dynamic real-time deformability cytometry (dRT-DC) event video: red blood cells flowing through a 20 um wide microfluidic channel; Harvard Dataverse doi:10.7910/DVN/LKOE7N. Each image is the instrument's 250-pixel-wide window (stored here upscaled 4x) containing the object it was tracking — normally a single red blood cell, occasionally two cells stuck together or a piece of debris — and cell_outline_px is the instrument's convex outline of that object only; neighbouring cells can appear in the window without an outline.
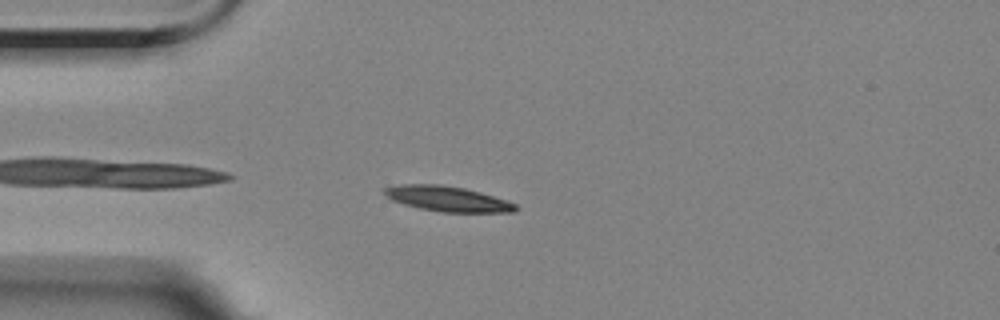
{"species": "Egyptian fruit bat (a non-hibernating species)", "species_latin": "Rousettus aegyptiacus", "temperature_condition": "room temperature", "stored_images_in_passage": 4, "camera_frame_rate_fps": 3000, "um_per_image_px": 0.085, "animal": {"sex": "female"}, "frame": {"image": 1, "passage_image": 4, "time_ms": 4.0, "image_size_px": [1000, 320], "cell_outline_px": [[520, 208], [512, 212], [440, 212], [420, 208], [404, 204], [392, 200], [380, 188], [400, 184], [440, 184], [464, 188], [480, 192], [516, 204]], "centroid_in_image_um": [38.01, 16.89], "position_along_channel_um": 47.0, "area_um2": 19.19}}